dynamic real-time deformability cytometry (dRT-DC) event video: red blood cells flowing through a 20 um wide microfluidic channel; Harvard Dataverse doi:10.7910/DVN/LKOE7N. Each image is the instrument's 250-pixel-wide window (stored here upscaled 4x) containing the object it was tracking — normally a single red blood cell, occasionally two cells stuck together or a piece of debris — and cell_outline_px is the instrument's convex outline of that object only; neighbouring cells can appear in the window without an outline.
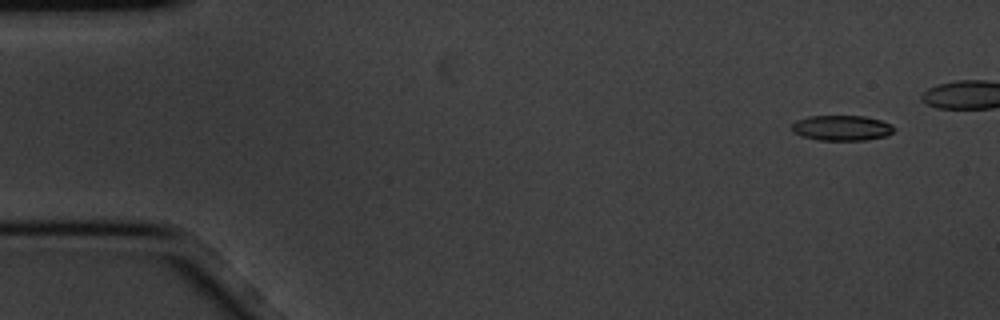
{"species": "common noctule bat (a hibernating species)", "species_latin": "Nyctalus noctula", "temperature_condition": "cold", "stored_images_in_passage": 16, "camera_frame_rate_fps": 3000, "um_per_image_px": 0.085, "animal": {"sex": "male", "body_mass_g": 20.1, "forearm_length_mm": 53.5}, "frame": {"image": 1, "passage_image": 1, "time_ms": 0.0, "image_size_px": [1000, 320], "cell_outline_px": [[896, 128], [888, 136], [864, 140], [820, 140], [800, 136], [792, 132], [792, 124], [796, 120], [808, 116], [864, 116], [880, 120], [892, 124]], "centroid_in_image_um": [71.55, 10.87], "position_along_channel_um": 13.5, "area_um2": 15.2}}
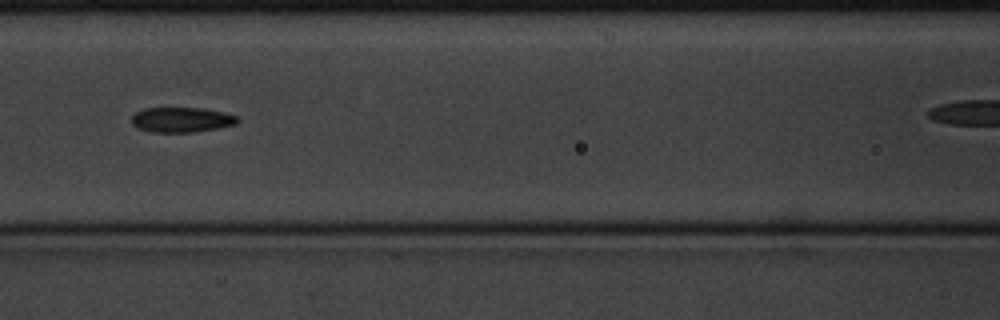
{"frame": {"image": 2, "passage_image": 7, "time_ms": 2.0, "image_size_px": [1000, 320], "cell_outline_px": [[240, 120], [236, 124], [216, 128], [192, 132], [148, 132], [136, 128], [132, 124], [132, 116], [136, 112], [144, 108], [204, 108], [224, 112], [236, 116]], "centroid_in_image_um": [15.4, 10.18], "position_along_channel_um": 151.2, "area_um2": 15.49}}
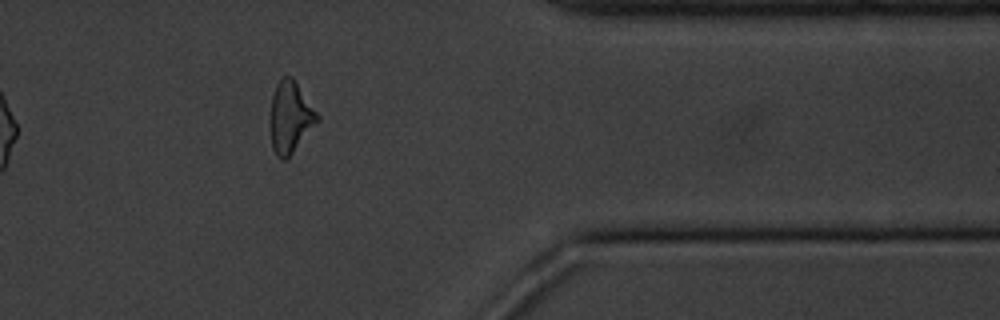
{"frame": {"image": 3, "passage_image": 14, "time_ms": 4.333, "image_size_px": [1000, 320], "cell_outline_px": [[320, 120], [292, 152], [284, 160], [280, 160], [276, 156], [272, 148], [268, 120], [272, 96], [276, 84], [284, 76], [292, 76], [320, 116]], "centroid_in_image_um": [24.64, 9.96], "position_along_channel_um": 386.8, "area_um2": 19.83}}